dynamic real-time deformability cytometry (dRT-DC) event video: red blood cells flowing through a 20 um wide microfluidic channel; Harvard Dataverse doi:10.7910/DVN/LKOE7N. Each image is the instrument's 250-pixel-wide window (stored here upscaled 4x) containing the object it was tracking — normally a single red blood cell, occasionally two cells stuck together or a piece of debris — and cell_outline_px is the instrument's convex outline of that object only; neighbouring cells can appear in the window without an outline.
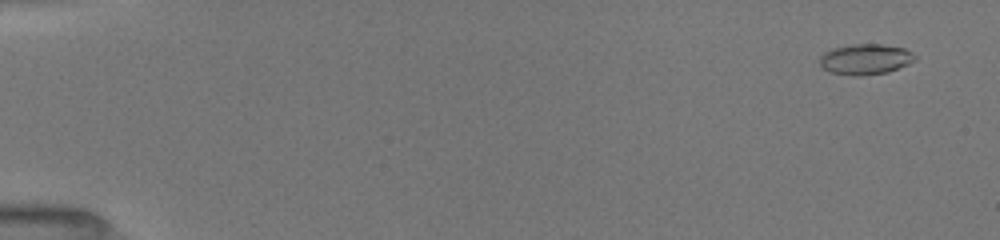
{"species": "common noctule bat (a hibernating species)", "species_latin": "Nyctalus noctula", "temperature_condition": "room temperature", "stored_images_in_passage": 52, "camera_frame_rate_fps": 3000, "um_per_image_px": 0.085, "animal": {"sex": "female", "body_mass_g": 19.5, "forearm_length_mm": 54.1}, "frame": {"image": 1, "passage_image": 3, "time_ms": 0.667, "image_size_px": [1000, 240], "cell_outline_px": [[916, 60], [908, 64], [888, 72], [860, 76], [852, 76], [828, 72], [820, 64], [820, 56], [824, 52], [832, 48], [852, 44], [880, 44], [904, 48], [912, 52], [916, 56]], "centroid_in_image_um": [73.55, 5.04], "position_along_channel_um": 11.4, "area_um2": 17.11}}
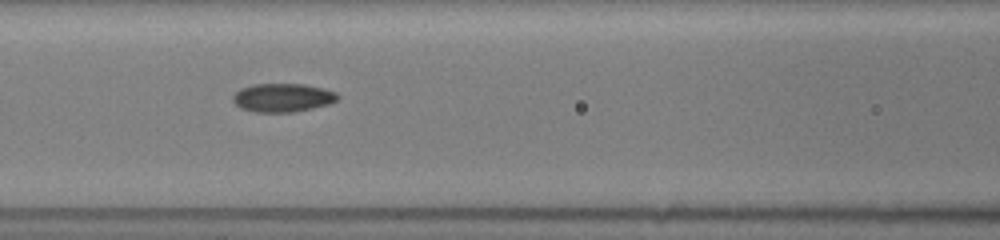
{"frame": {"image": 2, "passage_image": 24, "time_ms": 7.667, "image_size_px": [1000, 240], "cell_outline_px": [[340, 96], [336, 100], [328, 104], [312, 108], [292, 112], [252, 112], [240, 108], [232, 100], [232, 96], [240, 88], [252, 84], [304, 84], [324, 88], [336, 92]], "centroid_in_image_um": [24.0, 8.29], "position_along_channel_um": 142.6, "area_um2": 17.51}}
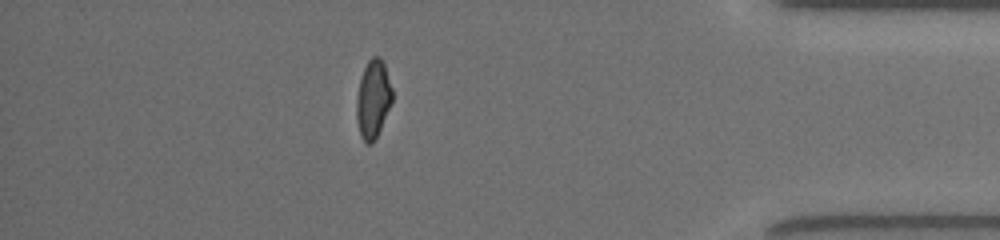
{"frame": {"image": 3, "passage_image": 46, "time_ms": 15.0, "image_size_px": [1000, 240], "cell_outline_px": [[392, 100], [380, 128], [372, 144], [368, 144], [360, 136], [356, 120], [356, 100], [360, 80], [364, 68], [368, 60], [372, 56], [380, 56], [384, 64], [392, 88]], "centroid_in_image_um": [31.69, 8.41], "position_along_channel_um": 403.5, "area_um2": 16.07}, "authors_computed_cell_mechanics": {"area_um2": 16.5886, "velocity_mm_per_s": 4.0335, "shape_relaxation_time_tau1_ms": 8.07, "shape_relaxation_time_tau2_ms": 1.5391, "deformation_change_tau1": 0.211, "deformation_change_tau2": 0.0639}}